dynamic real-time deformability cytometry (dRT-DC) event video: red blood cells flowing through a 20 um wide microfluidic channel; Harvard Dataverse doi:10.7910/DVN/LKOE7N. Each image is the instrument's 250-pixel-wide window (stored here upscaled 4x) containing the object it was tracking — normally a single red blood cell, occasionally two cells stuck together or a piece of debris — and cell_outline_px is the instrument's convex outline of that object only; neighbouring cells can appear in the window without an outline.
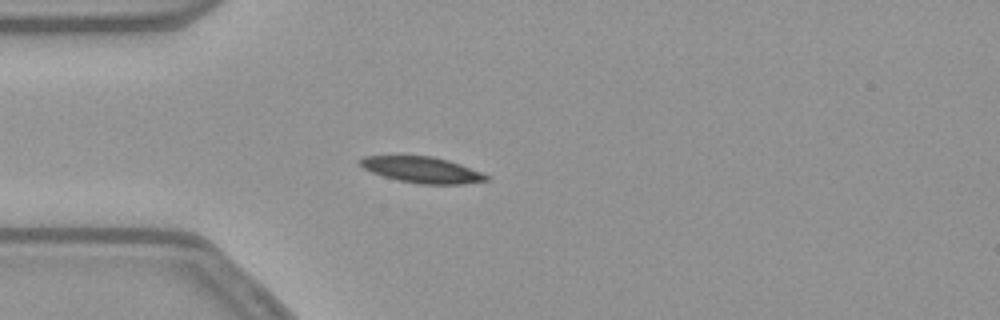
{"species": "common noctule bat (a hibernating species)", "species_latin": "Nyctalus noctula", "temperature_condition": "warm", "stored_images_in_passage": 53, "camera_frame_rate_fps": 3000, "um_per_image_px": 0.085, "animal": {"sex": "female", "body_mass_g": 21.9}, "frame": {"image": 1, "passage_image": 12, "time_ms": 3.667, "image_size_px": [1000, 320], "cell_outline_px": [[488, 180], [464, 184], [420, 184], [400, 180], [384, 176], [372, 172], [364, 168], [360, 164], [360, 160], [364, 156], [432, 156], [448, 160], [460, 164], [480, 172], [488, 176]], "centroid_in_image_um": [35.88, 14.43], "position_along_channel_um": 49.1, "area_um2": 18.79}}
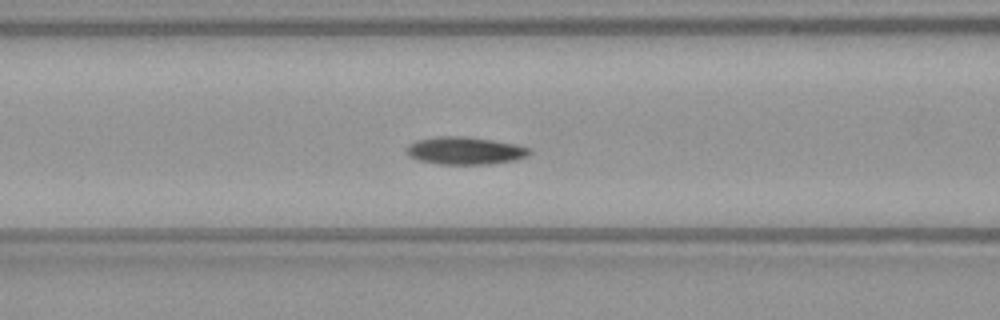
{"frame": {"image": 2, "passage_image": 19, "time_ms": 6.0, "image_size_px": [1000, 320], "cell_outline_px": [[532, 152], [528, 156], [516, 160], [488, 164], [440, 164], [420, 160], [408, 156], [404, 152], [404, 148], [408, 144], [416, 140], [440, 136], [464, 136], [492, 140], [516, 144], [528, 148]], "centroid_in_image_um": [39.49, 12.8], "position_along_channel_um": 127.1, "area_um2": 19.88}}
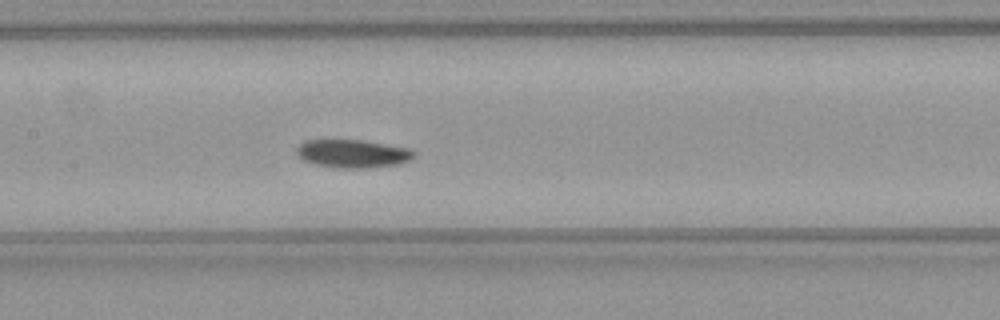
{"frame": {"image": 3, "passage_image": 23, "time_ms": 7.333, "image_size_px": [1000, 320], "cell_outline_px": [[416, 156], [400, 164], [368, 168], [336, 168], [316, 164], [304, 160], [296, 152], [296, 148], [304, 140], [364, 140], [408, 148], [416, 152]], "centroid_in_image_um": [30.0, 13.06], "position_along_channel_um": 177.4, "area_um2": 19.31}, "authors_computed_cell_mechanics": {"area_um2": 18.9584, "velocity_mm_per_s": 3.7591, "shape_relaxation_time_tau1_ms": 4.1933, "shape_relaxation_time_tau2_ms": null, "deformation_change_tau1": 0.0991, "deformation_change_tau2": null}}